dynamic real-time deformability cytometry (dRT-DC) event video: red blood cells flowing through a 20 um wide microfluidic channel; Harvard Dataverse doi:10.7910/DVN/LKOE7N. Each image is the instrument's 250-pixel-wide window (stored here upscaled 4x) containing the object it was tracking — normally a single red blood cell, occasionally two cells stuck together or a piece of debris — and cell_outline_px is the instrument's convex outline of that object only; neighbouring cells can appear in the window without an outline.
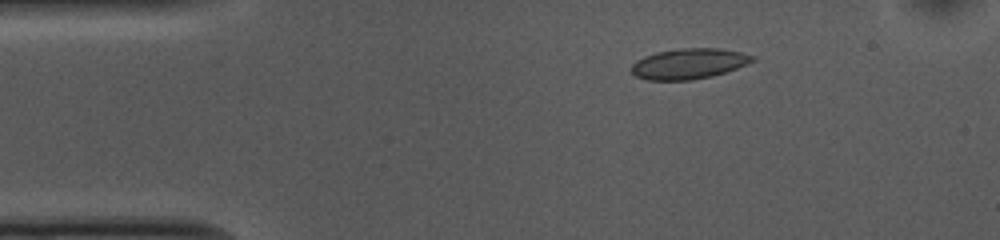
{"species": "common noctule bat (a hibernating species)", "species_latin": "Nyctalus noctula", "temperature_condition": "cold", "stored_images_in_passage": 47, "camera_frame_rate_fps": 3000, "um_per_image_px": 0.085, "animal": {"sex": "female", "body_mass_g": 10.0, "forearm_length_mm": 53.1}, "frame": {"image": 1, "passage_image": 2, "time_ms": 0.333, "image_size_px": [1000, 240], "cell_outline_px": [[756, 60], [748, 64], [712, 76], [692, 80], [648, 80], [636, 76], [632, 72], [632, 64], [636, 60], [644, 56], [656, 52], [680, 48], [720, 48], [740, 52], [756, 56]], "centroid_in_image_um": [58.57, 5.41], "position_along_channel_um": 26.4, "area_um2": 21.56}}
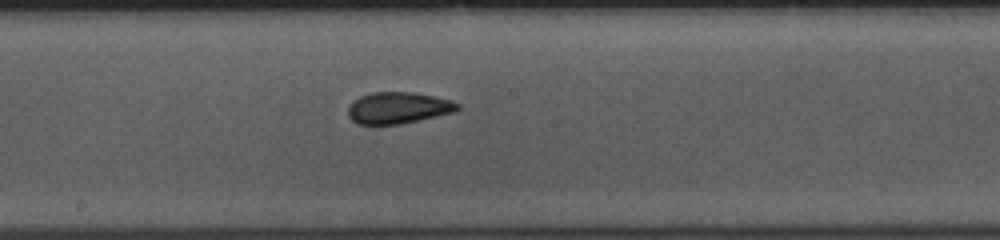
{"frame": {"image": 2, "passage_image": 21, "time_ms": 6.667, "image_size_px": [1000, 240], "cell_outline_px": [[460, 108], [456, 112], [400, 124], [356, 124], [348, 116], [348, 108], [352, 100], [360, 96], [372, 92], [416, 92], [436, 96], [452, 100], [460, 104]], "centroid_in_image_um": [33.87, 9.16], "position_along_channel_um": 214.3, "area_um2": 20.4}}
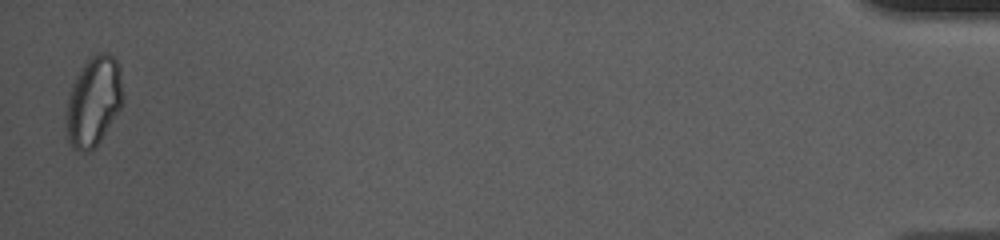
{"frame": {"image": 3, "passage_image": 46, "time_ms": 15.0, "image_size_px": [1000, 240], "cell_outline_px": [[124, 100], [120, 108], [100, 140], [88, 152], [80, 152], [68, 140], [64, 124], [68, 96], [72, 84], [80, 68], [88, 56], [96, 52], [108, 52], [116, 60], [120, 68], [124, 96]], "centroid_in_image_um": [7.94, 8.56], "position_along_channel_um": 427.3, "area_um2": 30.0}, "authors_computed_cell_mechanics": {"area_um2": 20.6346, "velocity_mm_per_s": 3.7047, "shape_relaxation_time_tau1_ms": 5.5341, "shape_relaxation_time_tau2_ms": 2.652, "deformation_change_tau1": 0.1071, "deformation_change_tau2": 0.0525}}